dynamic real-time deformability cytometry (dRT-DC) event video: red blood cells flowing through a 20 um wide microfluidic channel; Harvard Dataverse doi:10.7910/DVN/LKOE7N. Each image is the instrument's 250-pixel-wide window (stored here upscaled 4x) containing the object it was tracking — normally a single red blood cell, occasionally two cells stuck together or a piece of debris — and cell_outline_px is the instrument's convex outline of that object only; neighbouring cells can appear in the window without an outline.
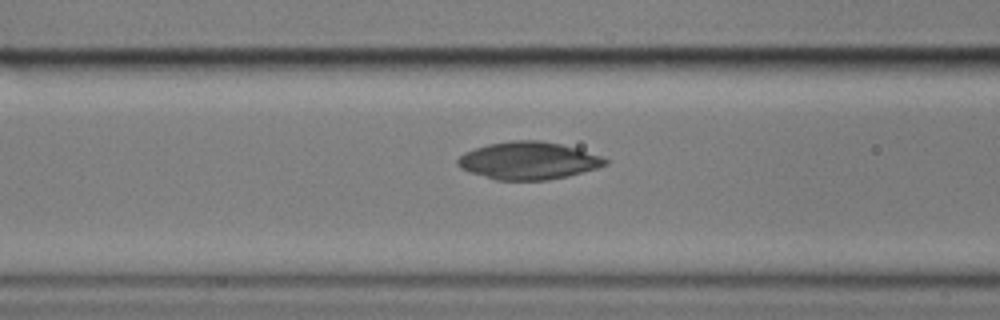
{"species": "common noctule bat (a hibernating species)", "species_latin": "Nyctalus noctula", "temperature_condition": "cold", "stored_images_in_passage": 43, "camera_frame_rate_fps": 3000, "um_per_image_px": 0.085, "animal": {"sex": "male", "body_mass_g": 17.9}, "frame": {"image": 1, "passage_image": 9, "time_ms": 2.667, "image_size_px": [1000, 320], "cell_outline_px": [[608, 164], [596, 168], [568, 176], [548, 180], [496, 180], [468, 172], [460, 168], [456, 164], [456, 160], [464, 152], [488, 144], [512, 140], [540, 140], [560, 144], [576, 148], [600, 156], [608, 160]], "centroid_in_image_um": [44.87, 13.66], "position_along_channel_um": 121.7, "area_um2": 32.25}}
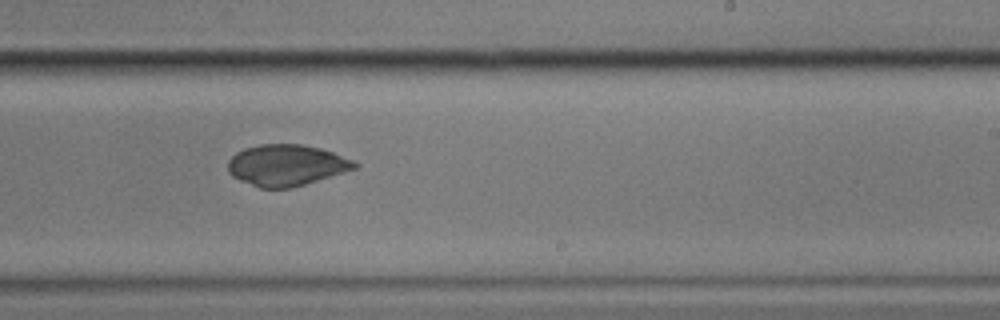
{"frame": {"image": 2, "passage_image": 21, "time_ms": 6.667, "image_size_px": [1000, 320], "cell_outline_px": [[360, 164], [356, 168], [292, 188], [260, 188], [240, 180], [232, 176], [228, 172], [228, 160], [236, 152], [244, 148], [260, 144], [300, 144], [320, 148], [332, 152], [352, 160]], "centroid_in_image_um": [24.31, 14.04], "position_along_channel_um": 264.7, "area_um2": 30.29}}
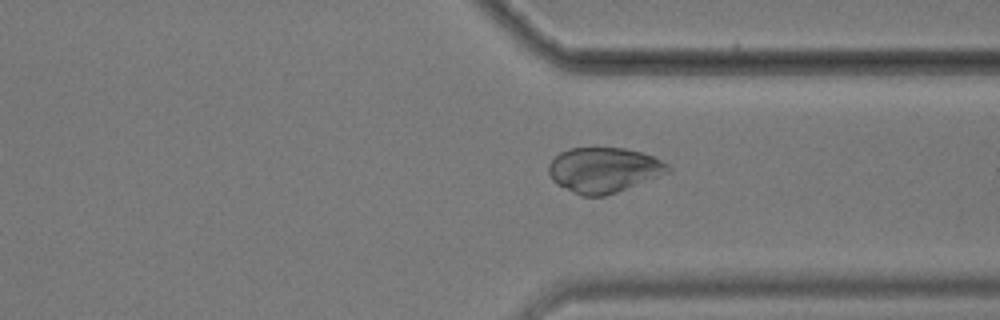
{"frame": {"image": 3, "passage_image": 29, "time_ms": 9.333, "image_size_px": [1000, 320], "cell_outline_px": [[672, 172], [616, 192], [604, 196], [580, 196], [556, 184], [552, 180], [548, 172], [548, 164], [560, 152], [568, 148], [624, 148], [640, 152], [652, 156], [668, 164], [672, 168]], "centroid_in_image_um": [51.32, 14.45], "position_along_channel_um": 360.1, "area_um2": 31.5}}